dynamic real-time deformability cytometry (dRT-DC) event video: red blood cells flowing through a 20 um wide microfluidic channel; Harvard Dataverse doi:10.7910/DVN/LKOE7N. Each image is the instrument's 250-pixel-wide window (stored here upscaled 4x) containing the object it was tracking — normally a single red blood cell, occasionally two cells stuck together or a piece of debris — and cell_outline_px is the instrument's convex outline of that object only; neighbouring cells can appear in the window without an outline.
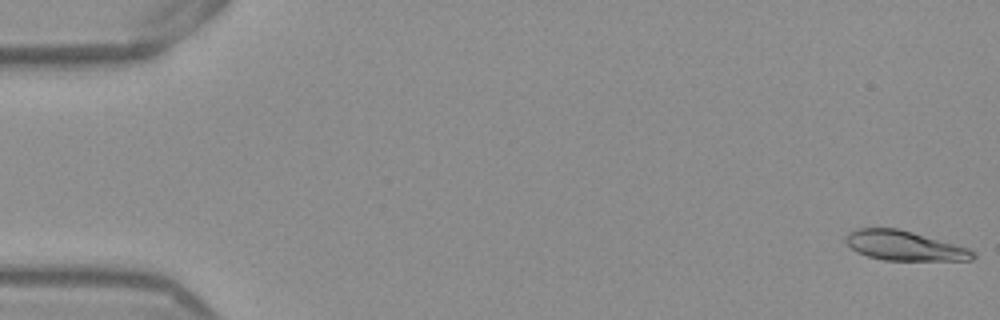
{"species": "Egyptian fruit bat (a non-hibernating species)", "species_latin": "Rousettus aegyptiacus", "temperature_condition": "warm", "stored_images_in_passage": 53, "camera_frame_rate_fps": 3000, "um_per_image_px": 0.085, "frame": {"image": 1, "passage_image": 1, "time_ms": 0.0, "image_size_px": [1000, 320], "cell_outline_px": [[976, 256], [972, 260], [884, 260], [868, 256], [856, 252], [844, 240], [844, 236], [848, 232], [860, 228], [896, 228], [912, 232], [968, 248], [976, 252]], "centroid_in_image_um": [76.85, 20.89], "position_along_channel_um": 8.2, "area_um2": 21.79}}
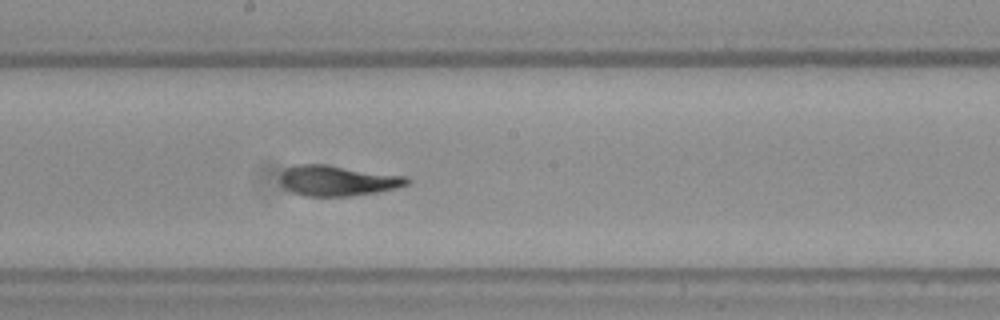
{"frame": {"image": 2, "passage_image": 29, "time_ms": 9.333, "image_size_px": [1000, 320], "cell_outline_px": [[412, 180], [408, 184], [396, 188], [376, 192], [352, 196], [304, 196], [292, 192], [280, 180], [280, 172], [284, 168], [296, 164], [328, 164], [408, 176]], "centroid_in_image_um": [28.72, 15.33], "position_along_channel_um": 219.5, "area_um2": 22.77}}
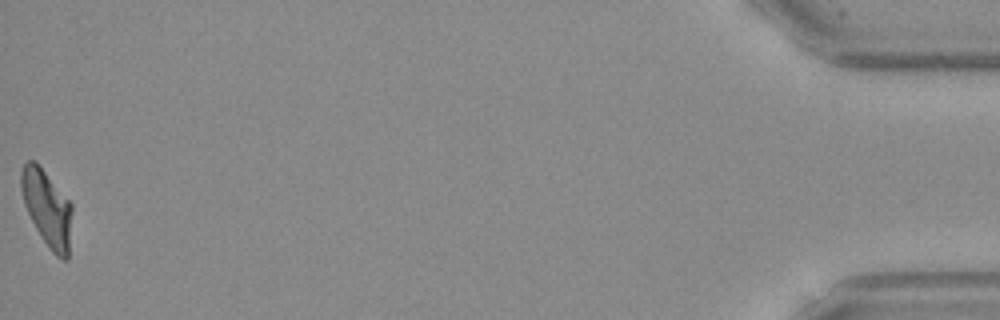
{"frame": {"image": 3, "passage_image": 53, "time_ms": 17.333, "image_size_px": [1000, 320], "cell_outline_px": [[72, 212], [68, 260], [64, 260], [56, 256], [52, 252], [40, 236], [24, 204], [20, 188], [20, 172], [24, 164], [28, 160], [36, 160], [72, 204]], "centroid_in_image_um": [3.99, 17.68], "position_along_channel_um": 431.2, "area_um2": 22.72}, "authors_computed_cell_mechanics": {"area_um2": 22.7732, "velocity_mm_per_s": 3.8781, "shape_relaxation_time_tau1_ms": 6.3102, "shape_relaxation_time_tau2_ms": 1.5234, "deformation_change_tau1": 0.2173, "deformation_change_tau2": 0.0704}}